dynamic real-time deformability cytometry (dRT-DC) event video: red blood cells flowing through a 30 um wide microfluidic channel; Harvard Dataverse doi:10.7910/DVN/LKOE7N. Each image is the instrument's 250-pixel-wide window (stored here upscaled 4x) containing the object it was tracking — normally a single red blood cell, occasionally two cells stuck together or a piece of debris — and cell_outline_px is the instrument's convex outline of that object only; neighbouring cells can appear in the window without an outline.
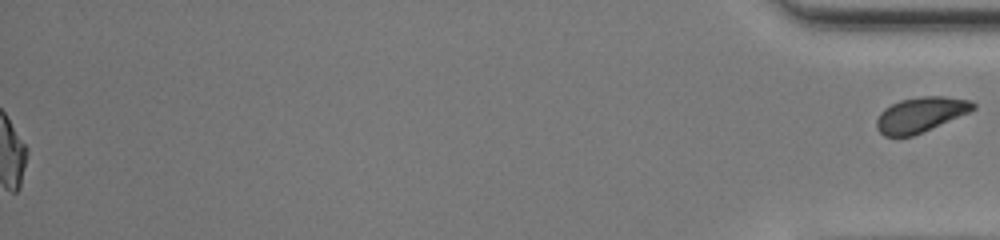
{"species": "common noctule bat (a hibernating species)", "species_latin": "Nyctalus noctula", "temperature_condition": "warm", "stored_images_in_passage": 42, "segment_of_instrument_passage": [2, 2], "camera_frame_rate_fps": 3000, "um_per_image_px": 0.085, "animal": {"sex": "female", "body_mass_g": 20.0, "forearm_length_mm": 54.0}, "frame": {"image": 1, "passage_image": 42, "time_ms": 13.667, "image_size_px": [1000, 240], "cell_outline_px": [[976, 108], [968, 112], [912, 136], [884, 136], [876, 128], [876, 120], [880, 112], [884, 108], [900, 100], [920, 96], [944, 96], [972, 100], [976, 104]], "centroid_in_image_um": [78.23, 9.72], "position_along_channel_um": 357.0, "area_um2": 19.54}}